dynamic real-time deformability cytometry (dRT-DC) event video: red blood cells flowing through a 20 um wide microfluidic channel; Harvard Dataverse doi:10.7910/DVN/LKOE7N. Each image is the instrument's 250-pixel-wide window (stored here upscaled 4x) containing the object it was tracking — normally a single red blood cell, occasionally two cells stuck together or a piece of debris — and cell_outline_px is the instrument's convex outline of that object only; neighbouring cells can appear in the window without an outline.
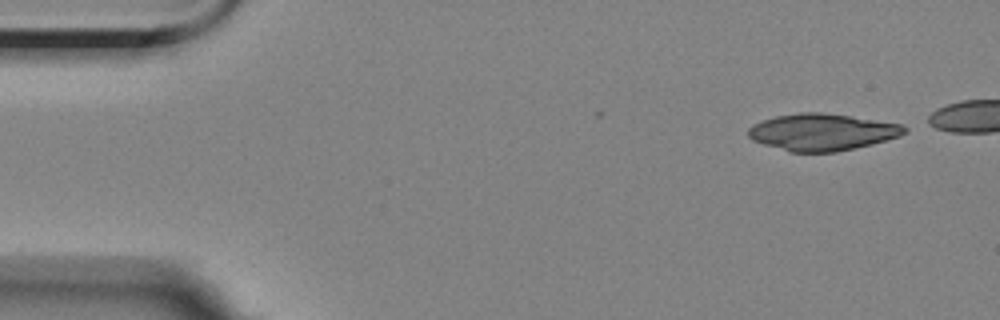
{"species": "Egyptian fruit bat (a non-hibernating species)", "species_latin": "Rousettus aegyptiacus", "temperature_condition": "room temperature", "stored_images_in_passage": 5, "camera_frame_rate_fps": 3000, "um_per_image_px": 0.085, "animal": {"sex": "female"}, "frame": {"image": 1, "passage_image": 1, "time_ms": 0.0, "image_size_px": [1000, 320], "cell_outline_px": [[908, 132], [900, 136], [872, 144], [856, 148], [836, 152], [788, 152], [752, 140], [748, 136], [748, 128], [752, 124], [776, 116], [800, 112], [820, 112], [852, 116], [904, 124], [908, 128]], "centroid_in_image_um": [69.91, 11.23], "position_along_channel_um": 15.1, "area_um2": 33.81}}